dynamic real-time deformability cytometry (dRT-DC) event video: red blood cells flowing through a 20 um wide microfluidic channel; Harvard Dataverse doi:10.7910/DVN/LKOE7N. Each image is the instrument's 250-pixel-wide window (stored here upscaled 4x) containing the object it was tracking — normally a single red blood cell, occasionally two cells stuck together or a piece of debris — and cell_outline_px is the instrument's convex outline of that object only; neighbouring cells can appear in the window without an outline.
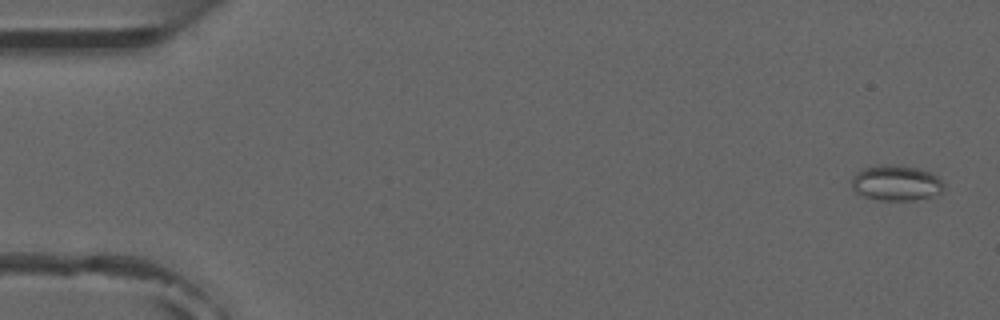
{"species": "common noctule bat (a hibernating species)", "species_latin": "Nyctalus noctula", "temperature_condition": "room temperature", "stored_images_in_passage": 5, "camera_frame_rate_fps": 3000, "um_per_image_px": 0.085, "animal": {"sex": "male", "forearm_length_mm": 52.5}, "frame": {"image": 1, "passage_image": 1, "time_ms": 0.0, "image_size_px": [1000, 320], "cell_outline_px": [[944, 188], [940, 192], [932, 196], [916, 200], [880, 200], [864, 196], [856, 192], [852, 188], [852, 176], [856, 172], [864, 168], [880, 164], [904, 164], [932, 172], [944, 184]], "centroid_in_image_um": [76.17, 15.52], "position_along_channel_um": 8.8, "area_um2": 19.31}}
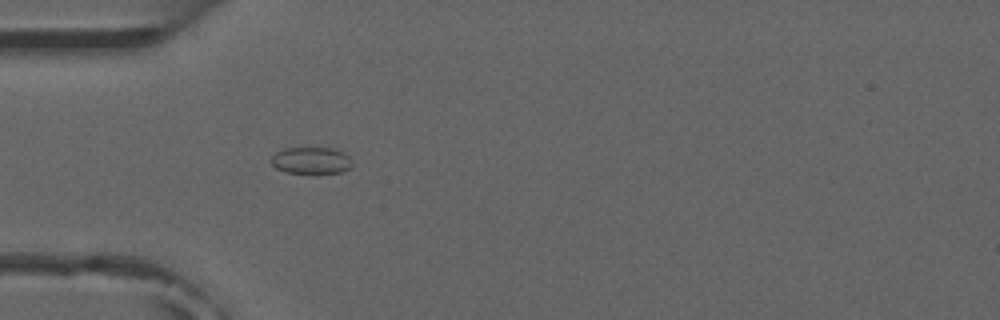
{"frame": {"image": 2, "passage_image": 5, "time_ms": 4.667, "image_size_px": [1000, 320], "cell_outline_px": [[352, 168], [344, 172], [316, 176], [312, 176], [288, 172], [276, 168], [268, 160], [276, 152], [284, 148], [332, 148], [344, 152], [348, 156], [352, 164]], "centroid_in_image_um": [26.47, 13.7], "position_along_channel_um": 58.5, "area_um2": 13.41}}